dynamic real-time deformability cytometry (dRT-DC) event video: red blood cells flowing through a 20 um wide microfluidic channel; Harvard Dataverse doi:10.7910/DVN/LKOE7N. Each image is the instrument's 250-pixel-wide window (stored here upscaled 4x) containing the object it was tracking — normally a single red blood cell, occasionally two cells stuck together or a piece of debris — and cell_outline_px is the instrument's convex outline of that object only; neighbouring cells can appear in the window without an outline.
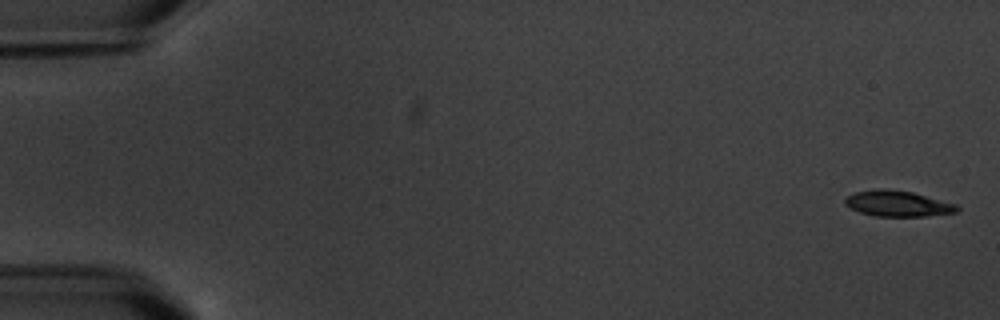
{"species": "common noctule bat (a hibernating species)", "species_latin": "Nyctalus noctula", "temperature_condition": "warm", "stored_images_in_passage": 8, "camera_frame_rate_fps": 3000, "um_per_image_px": 0.085, "animal": {"sex": "male", "body_mass_g": 20.1, "forearm_length_mm": 53.5}, "frame": {"image": 1, "passage_image": 1, "time_ms": 0.0, "image_size_px": [1000, 320], "cell_outline_px": [[960, 212], [924, 216], [872, 216], [860, 212], [844, 204], [844, 200], [848, 196], [856, 192], [880, 188], [884, 188], [912, 192], [956, 204], [960, 208]], "centroid_in_image_um": [76.32, 17.31], "position_along_channel_um": 8.7, "area_um2": 16.76}}
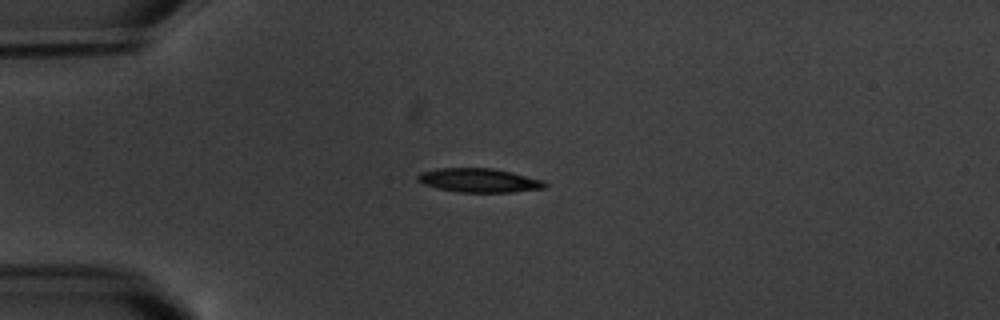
{"frame": {"image": 2, "passage_image": 5, "time_ms": 4.667, "image_size_px": [1000, 320], "cell_outline_px": [[548, 188], [512, 192], [460, 192], [440, 188], [424, 184], [416, 180], [416, 176], [420, 172], [436, 168], [492, 168], [512, 172], [544, 180], [548, 184]], "centroid_in_image_um": [40.76, 15.32], "position_along_channel_um": 44.2, "area_um2": 17.86}}